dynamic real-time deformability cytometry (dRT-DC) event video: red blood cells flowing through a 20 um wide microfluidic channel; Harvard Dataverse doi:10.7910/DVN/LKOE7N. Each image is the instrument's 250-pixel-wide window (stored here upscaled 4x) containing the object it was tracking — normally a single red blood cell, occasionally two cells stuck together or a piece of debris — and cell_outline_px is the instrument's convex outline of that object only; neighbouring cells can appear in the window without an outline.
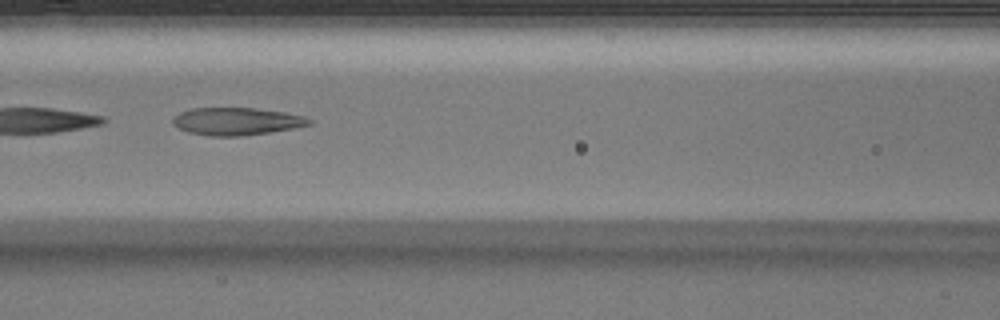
{"species": "Egyptian fruit bat (a non-hibernating species)", "species_latin": "Rousettus aegyptiacus", "temperature_condition": "warm", "stored_images_in_passage": 32, "camera_frame_rate_fps": 3000, "um_per_image_px": 0.085, "animal": {"sex": "male"}, "frame": {"image": 1, "passage_image": 16, "time_ms": 5.0, "image_size_px": [1000, 320], "cell_outline_px": [[312, 124], [292, 128], [268, 132], [240, 136], [212, 136], [188, 132], [176, 128], [172, 124], [172, 120], [180, 112], [192, 108], [256, 108], [284, 112], [304, 116], [312, 120]], "centroid_in_image_um": [20.08, 10.31], "position_along_channel_um": 146.5, "area_um2": 21.79}}
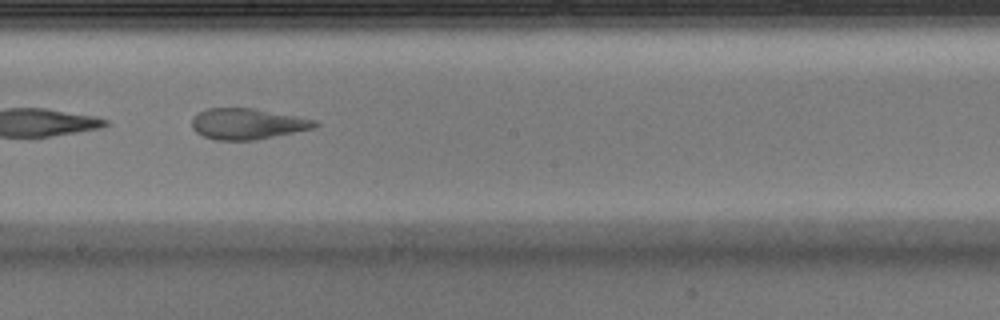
{"frame": {"image": 2, "passage_image": 22, "time_ms": 7.0, "image_size_px": [1000, 320], "cell_outline_px": [[320, 124], [316, 128], [256, 140], [216, 140], [204, 136], [196, 132], [192, 128], [192, 116], [208, 108], [252, 108], [300, 116], [316, 120]], "centroid_in_image_um": [21.07, 10.52], "position_along_channel_um": 227.1, "area_um2": 22.37}}
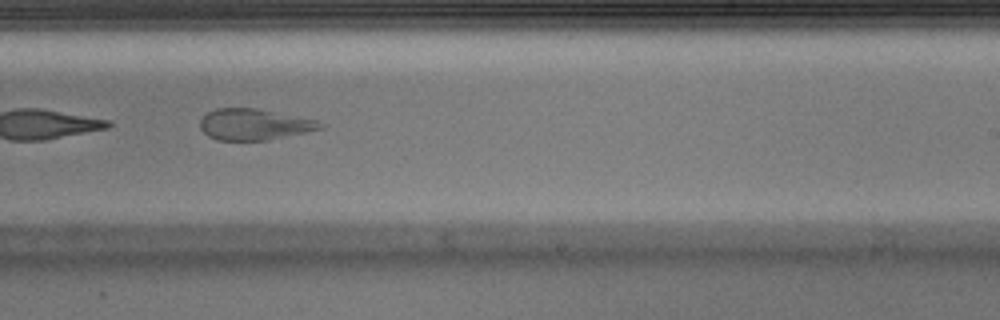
{"frame": {"image": 3, "passage_image": 25, "time_ms": 8.0, "image_size_px": [1000, 320], "cell_outline_px": [[324, 128], [268, 140], [216, 140], [208, 136], [200, 128], [200, 120], [208, 112], [216, 108], [256, 108], [316, 120], [324, 124]], "centroid_in_image_um": [21.59, 10.58], "position_along_channel_um": 267.4, "area_um2": 21.68}}